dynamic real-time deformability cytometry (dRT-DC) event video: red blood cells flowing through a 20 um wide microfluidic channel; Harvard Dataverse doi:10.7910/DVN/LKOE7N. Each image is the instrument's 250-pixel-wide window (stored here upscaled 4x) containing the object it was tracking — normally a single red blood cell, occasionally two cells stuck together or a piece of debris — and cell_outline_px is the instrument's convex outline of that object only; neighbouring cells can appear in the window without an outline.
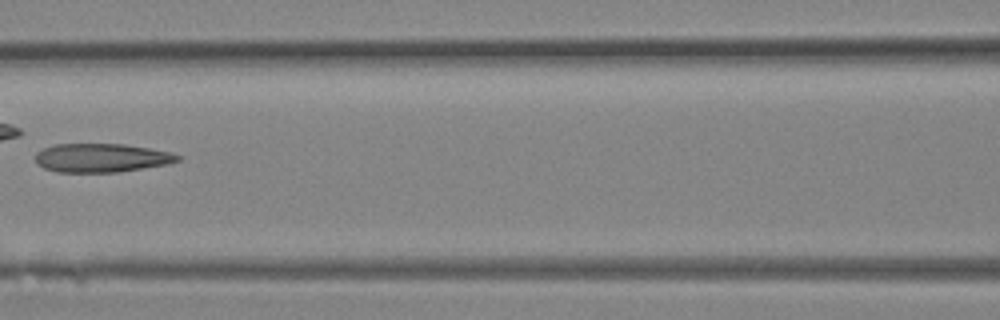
{"species": "Egyptian fruit bat (a non-hibernating species)", "species_latin": "Rousettus aegyptiacus", "temperature_condition": "room temperature", "stored_images_in_passage": 31, "camera_frame_rate_fps": 3000, "um_per_image_px": 0.085, "animal": {"sex": "female"}, "frame": {"image": 1, "passage_image": 14, "time_ms": 4.333, "image_size_px": [1000, 320], "cell_outline_px": [[184, 156], [180, 160], [168, 164], [116, 172], [56, 172], [44, 168], [36, 164], [36, 152], [44, 148], [56, 144], [124, 144], [148, 148], [168, 152]], "centroid_in_image_um": [8.61, 13.42], "position_along_channel_um": 158.0, "area_um2": 23.76}}